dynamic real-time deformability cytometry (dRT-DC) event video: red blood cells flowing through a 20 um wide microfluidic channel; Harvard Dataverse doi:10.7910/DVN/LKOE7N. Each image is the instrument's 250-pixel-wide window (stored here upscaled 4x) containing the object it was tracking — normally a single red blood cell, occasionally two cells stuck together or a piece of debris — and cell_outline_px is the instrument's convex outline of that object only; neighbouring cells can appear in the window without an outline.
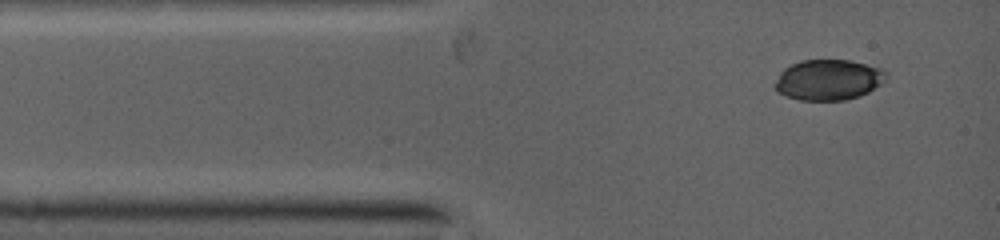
{"species": "common noctule bat (a hibernating species)", "species_latin": "Nyctalus noctula", "temperature_condition": "warm", "stored_images_in_passage": 4, "camera_frame_rate_fps": 5000, "um_per_image_px": 0.085, "animal": {"sex": "female", "body_mass_g": 19.0, "forearm_length_mm": 53.3}, "frame": {"image": 1, "passage_image": 1, "time_ms": 0.0, "image_size_px": [1000, 240], "cell_outline_px": [[888, 76], [880, 84], [868, 92], [860, 96], [844, 100], [800, 100], [784, 96], [776, 92], [772, 84], [780, 72], [784, 68], [800, 60], [848, 60], [880, 68], [888, 72]], "centroid_in_image_um": [70.36, 6.79], "position_along_channel_um": 14.6, "area_um2": 26.53}}
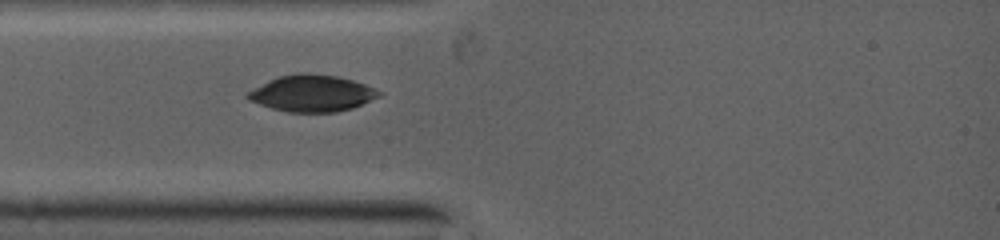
{"frame": {"image": 2, "passage_image": 4, "time_ms": 1.8, "image_size_px": [1000, 240], "cell_outline_px": [[380, 96], [352, 108], [336, 112], [288, 112], [272, 108], [260, 104], [244, 96], [248, 92], [280, 76], [300, 72], [336, 76], [352, 80], [364, 84], [380, 92]], "centroid_in_image_um": [26.53, 7.94], "position_along_channel_um": 58.5, "area_um2": 27.28}}